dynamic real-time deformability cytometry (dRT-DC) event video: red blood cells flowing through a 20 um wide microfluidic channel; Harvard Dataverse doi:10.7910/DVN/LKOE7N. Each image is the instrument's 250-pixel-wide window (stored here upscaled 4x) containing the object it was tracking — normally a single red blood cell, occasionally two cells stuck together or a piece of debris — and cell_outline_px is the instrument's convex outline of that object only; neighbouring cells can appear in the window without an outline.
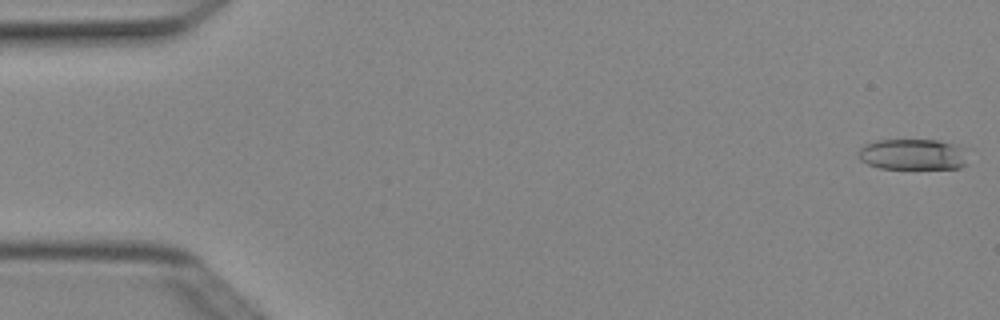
{"species": "Egyptian fruit bat (a non-hibernating species)", "species_latin": "Rousettus aegyptiacus", "temperature_condition": "cold", "stored_images_in_passage": 4, "camera_frame_rate_fps": 3000, "um_per_image_px": 0.085, "animal": {"sex": "female"}, "frame": {"image": 1, "passage_image": 1, "time_ms": 0.0, "image_size_px": [1000, 320], "cell_outline_px": [[972, 148], [968, 164], [960, 168], [880, 168], [868, 164], [860, 160], [860, 148], [864, 144], [876, 140], [940, 140]], "centroid_in_image_um": [77.76, 13.11], "position_along_channel_um": 7.2, "area_um2": 20.4}}
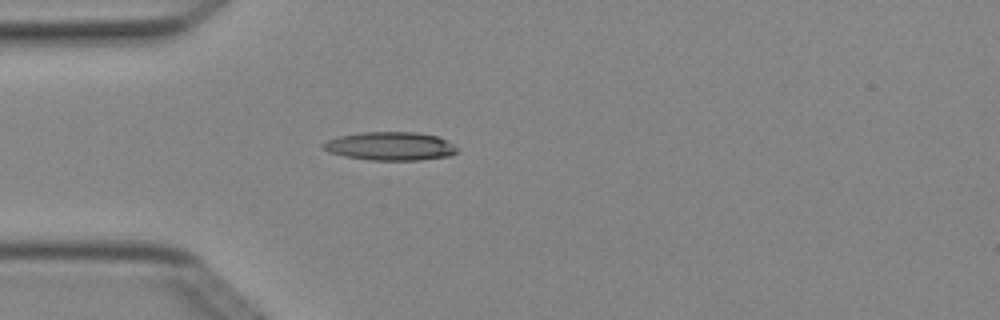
{"frame": {"image": 2, "passage_image": 4, "time_ms": 1.0, "image_size_px": [1000, 320], "cell_outline_px": [[460, 152], [452, 156], [420, 160], [368, 160], [344, 156], [328, 152], [320, 144], [336, 136], [360, 132], [416, 132], [440, 136], [460, 148]], "centroid_in_image_um": [33.23, 12.42], "position_along_channel_um": 51.8, "area_um2": 22.72}}